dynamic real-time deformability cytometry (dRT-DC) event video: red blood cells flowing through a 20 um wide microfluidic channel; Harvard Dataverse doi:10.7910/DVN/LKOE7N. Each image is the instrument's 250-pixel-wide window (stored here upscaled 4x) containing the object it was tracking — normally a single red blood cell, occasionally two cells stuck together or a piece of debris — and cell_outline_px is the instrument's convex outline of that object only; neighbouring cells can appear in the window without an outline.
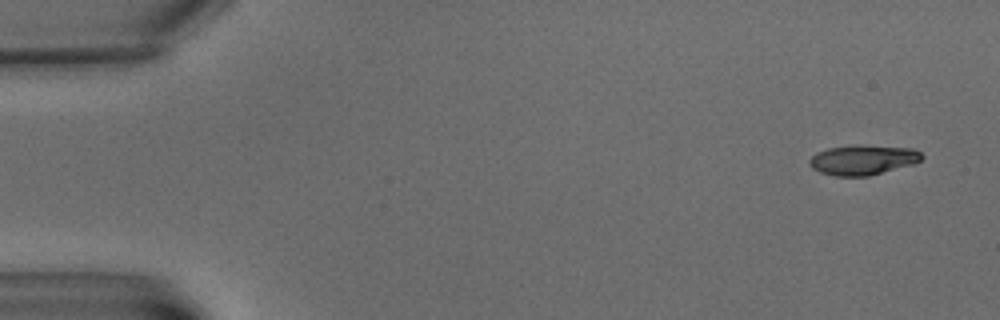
{"species": "common noctule bat (a hibernating species)", "species_latin": "Nyctalus noctula", "temperature_condition": "warm", "stored_images_in_passage": 9, "camera_frame_rate_fps": 3000, "um_per_image_px": 0.085, "animal": {"sex": "male", "body_mass_g": 15.6}, "frame": {"image": 1, "passage_image": 1, "time_ms": 0.0, "image_size_px": [1000, 320], "cell_outline_px": [[924, 156], [920, 160], [912, 164], [868, 176], [836, 176], [820, 172], [812, 168], [808, 164], [808, 160], [816, 152], [828, 148], [912, 148], [920, 152]], "centroid_in_image_um": [73.29, 13.65], "position_along_channel_um": 11.7, "area_um2": 18.44}}
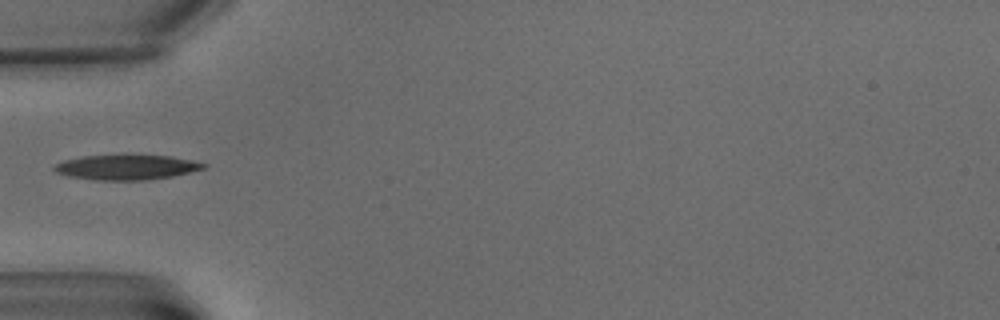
{"frame": {"image": 2, "passage_image": 6, "time_ms": 6.667, "image_size_px": [1000, 320], "cell_outline_px": [[208, 164], [204, 168], [172, 176], [148, 180], [92, 180], [68, 176], [56, 172], [52, 168], [56, 164], [64, 160], [84, 156], [172, 156], [192, 160]], "centroid_in_image_um": [10.73, 14.23], "position_along_channel_um": 74.3, "area_um2": 21.39}}
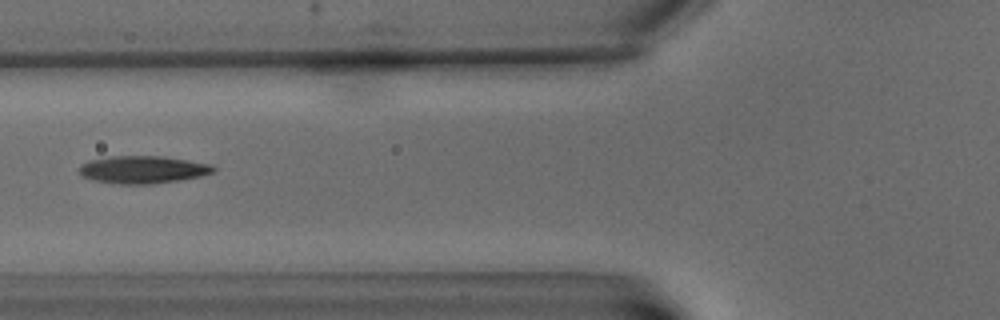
{"frame": {"image": 3, "passage_image": 7, "time_ms": 8.0, "image_size_px": [1000, 320], "cell_outline_px": [[216, 168], [212, 172], [200, 176], [180, 180], [152, 184], [120, 184], [92, 180], [84, 176], [80, 172], [80, 164], [88, 160], [108, 156], [164, 156], [212, 164]], "centroid_in_image_um": [12.14, 14.41], "position_along_channel_um": 113.7, "area_um2": 21.62}}